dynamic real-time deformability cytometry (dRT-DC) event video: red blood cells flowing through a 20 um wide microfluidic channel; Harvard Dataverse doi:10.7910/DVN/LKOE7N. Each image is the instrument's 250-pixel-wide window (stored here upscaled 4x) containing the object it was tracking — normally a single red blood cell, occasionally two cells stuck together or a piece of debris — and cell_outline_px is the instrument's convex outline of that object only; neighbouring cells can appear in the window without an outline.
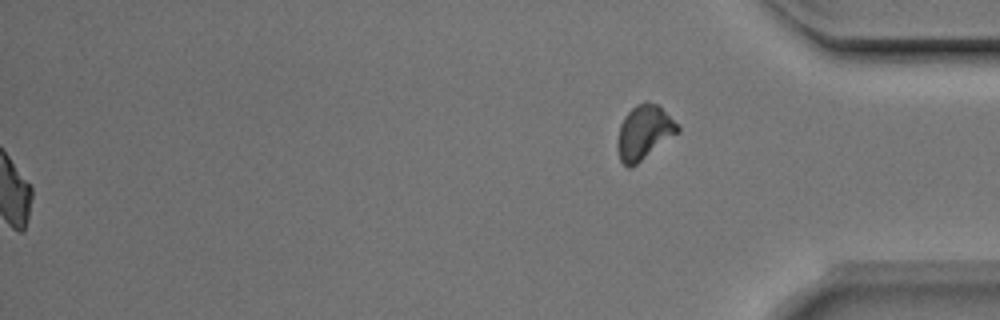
{"species": "Egyptian fruit bat (a non-hibernating species)", "species_latin": "Rousettus aegyptiacus", "temperature_condition": "room temperature", "stored_images_in_passage": 51, "segment_of_instrument_passage": [2, 2], "camera_frame_rate_fps": 3000, "um_per_image_px": 0.085, "animal": {"sex": "male"}, "frame": {"image": 1, "passage_image": 51, "time_ms": 16.667, "image_size_px": [1000, 320], "cell_outline_px": [[680, 132], [632, 168], [628, 168], [620, 160], [616, 144], [620, 124], [624, 116], [636, 104], [644, 100], [648, 100], [656, 104], [680, 124]], "centroid_in_image_um": [54.76, 11.25], "position_along_channel_um": 380.4, "area_um2": 19.42}}